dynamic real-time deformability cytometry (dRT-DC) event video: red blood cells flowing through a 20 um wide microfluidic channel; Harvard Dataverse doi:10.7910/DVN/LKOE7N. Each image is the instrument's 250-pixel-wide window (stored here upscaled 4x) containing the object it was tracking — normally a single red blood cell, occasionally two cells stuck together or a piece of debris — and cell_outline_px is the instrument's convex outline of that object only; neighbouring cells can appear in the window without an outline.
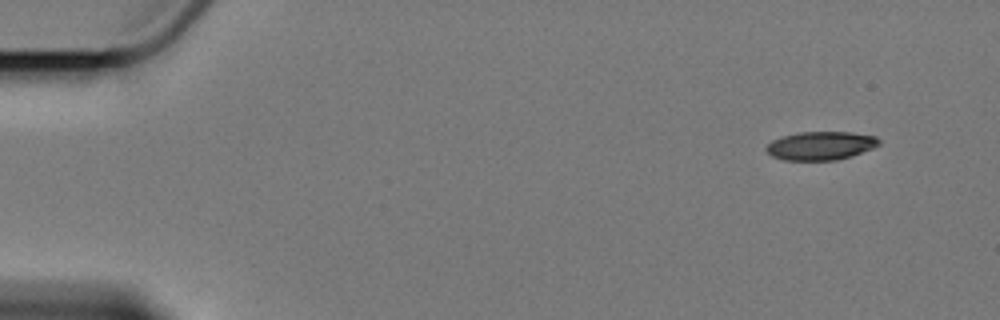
{"species": "Egyptian fruit bat (a non-hibernating species)", "species_latin": "Rousettus aegyptiacus", "temperature_condition": "cold", "stored_images_in_passage": 4, "camera_frame_rate_fps": 3000, "um_per_image_px": 0.085, "animal": {"sex": "female"}, "frame": {"image": 1, "passage_image": 1, "time_ms": 0.0, "image_size_px": [1000, 320], "cell_outline_px": [[880, 144], [872, 148], [852, 156], [836, 160], [784, 160], [772, 156], [764, 148], [772, 140], [784, 136], [800, 132], [852, 132], [876, 136], [880, 140]], "centroid_in_image_um": [69.77, 12.38], "position_along_channel_um": 15.2, "area_um2": 18.67}}
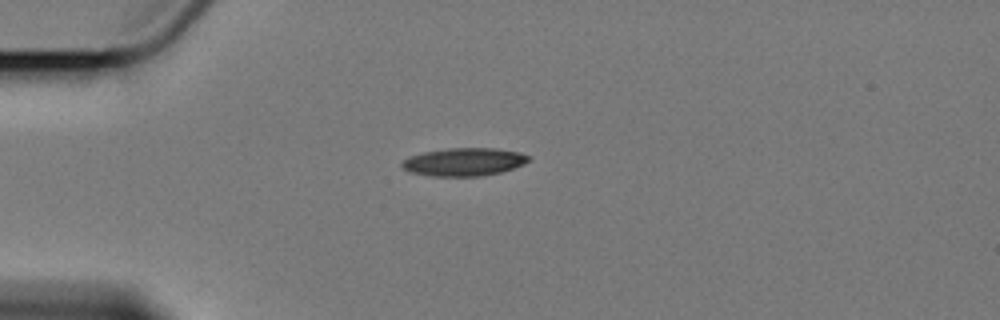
{"frame": {"image": 2, "passage_image": 4, "time_ms": 3.667, "image_size_px": [1000, 320], "cell_outline_px": [[528, 160], [524, 164], [500, 172], [480, 176], [432, 176], [412, 172], [404, 168], [400, 164], [404, 160], [412, 156], [424, 152], [448, 148], [496, 148], [520, 152], [528, 156]], "centroid_in_image_um": [39.45, 13.75], "position_along_channel_um": 45.5, "area_um2": 20.35}}